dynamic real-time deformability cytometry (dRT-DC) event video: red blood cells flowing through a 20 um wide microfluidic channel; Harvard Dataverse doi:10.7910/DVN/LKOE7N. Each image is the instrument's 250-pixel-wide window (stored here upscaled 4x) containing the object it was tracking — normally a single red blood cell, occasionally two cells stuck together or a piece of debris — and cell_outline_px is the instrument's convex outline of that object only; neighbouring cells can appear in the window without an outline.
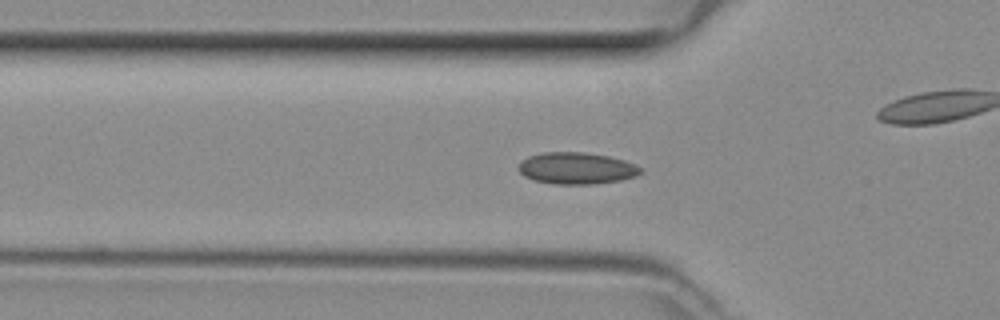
{"species": "common noctule bat (a hibernating species)", "species_latin": "Nyctalus noctula", "temperature_condition": "room temperature", "stored_images_in_passage": 41, "camera_frame_rate_fps": 3000, "um_per_image_px": 0.085, "animal": {"sex": "female", "body_mass_g": 29.2, "forearm_length_mm": 56.3}, "frame": {"image": 1, "passage_image": 9, "time_ms": 2.667, "image_size_px": [1000, 320], "cell_outline_px": [[644, 172], [636, 176], [620, 180], [596, 184], [556, 184], [532, 180], [524, 176], [520, 172], [520, 164], [528, 156], [544, 152], [584, 152], [608, 156], [624, 160], [636, 164], [644, 168]], "centroid_in_image_um": [49.07, 14.3], "position_along_channel_um": 76.7, "area_um2": 22.66}}
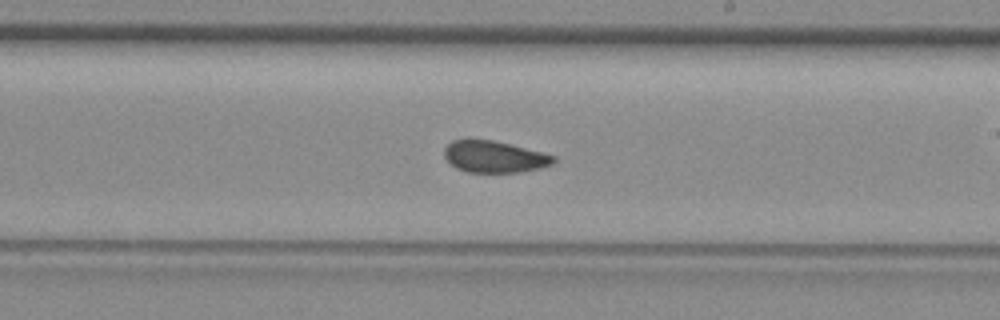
{"frame": {"image": 2, "passage_image": 21, "time_ms": 6.667, "image_size_px": [1000, 320], "cell_outline_px": [[556, 160], [552, 164], [540, 168], [520, 172], [468, 172], [456, 168], [444, 156], [444, 148], [452, 140], [468, 136], [492, 140], [556, 156]], "centroid_in_image_um": [41.95, 13.29], "position_along_channel_um": 247.0, "area_um2": 20.4}}
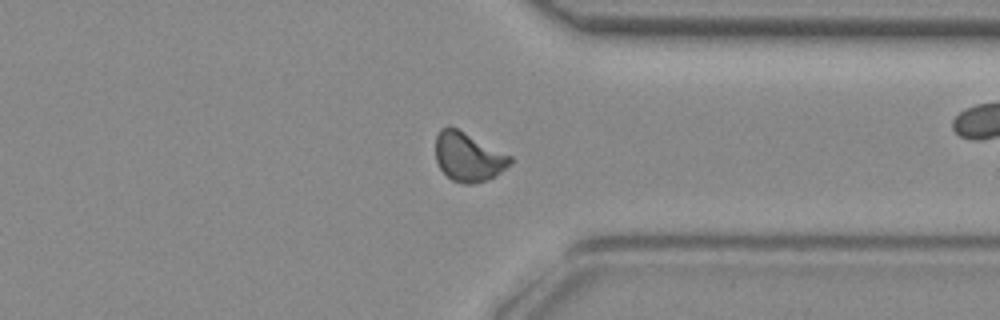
{"frame": {"image": 3, "passage_image": 30, "time_ms": 9.667, "image_size_px": [1000, 320], "cell_outline_px": [[512, 164], [496, 176], [472, 184], [464, 184], [452, 180], [440, 168], [436, 160], [436, 136], [440, 128], [456, 128], [512, 156]], "centroid_in_image_um": [39.82, 13.35], "position_along_channel_um": 371.6, "area_um2": 21.04}}